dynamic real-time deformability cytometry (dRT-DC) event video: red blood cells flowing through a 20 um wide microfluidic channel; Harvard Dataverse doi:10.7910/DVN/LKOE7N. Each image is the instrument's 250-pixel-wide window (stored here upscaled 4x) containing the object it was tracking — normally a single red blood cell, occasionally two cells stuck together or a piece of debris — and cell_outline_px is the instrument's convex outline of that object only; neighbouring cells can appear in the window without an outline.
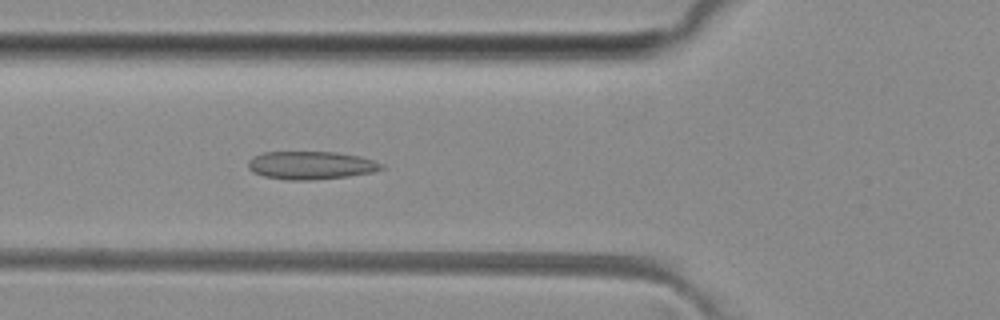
{"species": "common noctule bat (a hibernating species)", "species_latin": "Nyctalus noctula", "temperature_condition": "room temperature", "stored_images_in_passage": 38, "camera_frame_rate_fps": 3000, "um_per_image_px": 0.085, "animal": {"sex": "female", "body_mass_g": 29.2, "forearm_length_mm": 56.3}, "frame": {"image": 1, "passage_image": 6, "time_ms": 1.667, "image_size_px": [1000, 320], "cell_outline_px": [[384, 168], [372, 172], [348, 176], [312, 180], [288, 180], [264, 176], [252, 172], [248, 168], [248, 160], [252, 156], [264, 152], [336, 152], [360, 156], [384, 164]], "centroid_in_image_um": [26.4, 14.05], "position_along_channel_um": 99.4, "area_um2": 21.85}}
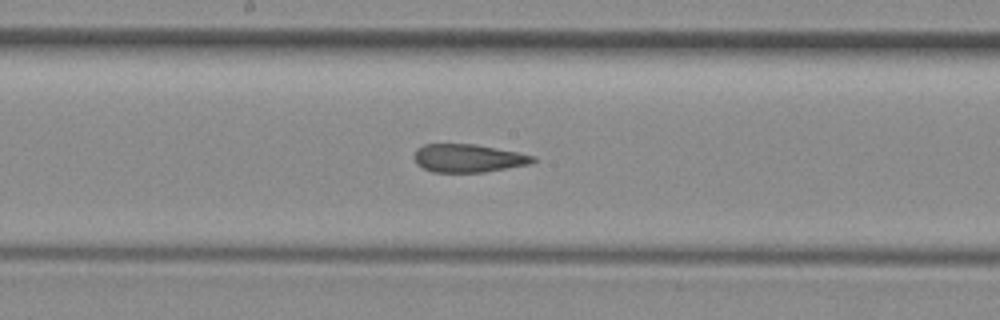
{"frame": {"image": 2, "passage_image": 14, "time_ms": 4.333, "image_size_px": [1000, 320], "cell_outline_px": [[536, 160], [532, 164], [484, 172], [432, 172], [416, 164], [412, 156], [416, 148], [424, 144], [476, 144], [536, 156]], "centroid_in_image_um": [39.77, 13.44], "position_along_channel_um": 208.4, "area_um2": 19.65}}
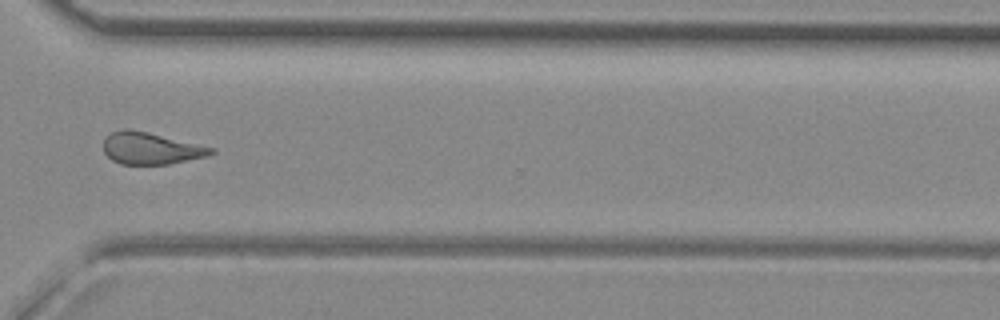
{"frame": {"image": 3, "passage_image": 25, "time_ms": 8.0, "image_size_px": [1000, 320], "cell_outline_px": [[216, 152], [208, 156], [168, 164], [120, 164], [112, 160], [104, 152], [104, 136], [112, 132], [124, 128], [128, 128], [148, 132], [216, 148]], "centroid_in_image_um": [12.82, 12.6], "position_along_channel_um": 357.8, "area_um2": 20.11}, "authors_computed_cell_mechanics": {"area_um2": 20.6346, "velocity_mm_per_s": 4.0726, "shape_relaxation_time_tau1_ms": null, "shape_relaxation_time_tau2_ms": 1.8688, "deformation_change_tau1": null, "deformation_change_tau2": 0.0874}}